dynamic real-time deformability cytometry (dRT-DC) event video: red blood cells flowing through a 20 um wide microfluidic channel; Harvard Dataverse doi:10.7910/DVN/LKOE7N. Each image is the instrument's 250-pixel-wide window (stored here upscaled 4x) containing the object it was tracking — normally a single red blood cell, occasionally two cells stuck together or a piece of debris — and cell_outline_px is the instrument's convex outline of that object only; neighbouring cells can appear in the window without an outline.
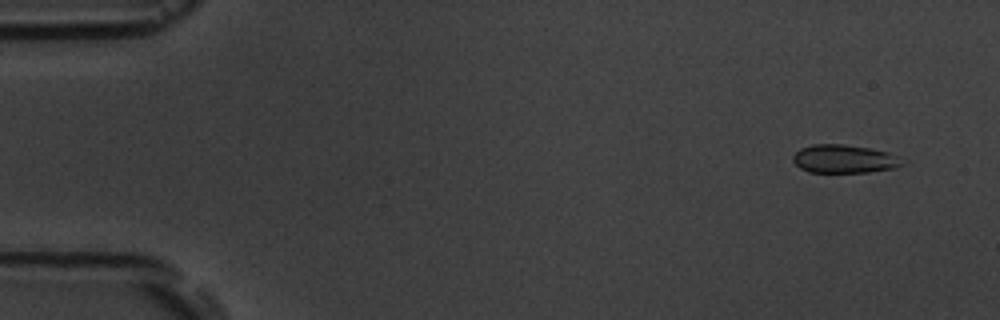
{"species": "common noctule bat (a hibernating species)", "species_latin": "Nyctalus noctula", "temperature_condition": "room temperature", "stored_images_in_passage": 6, "camera_frame_rate_fps": 3000, "um_per_image_px": 0.085, "animal": {"sex": "male", "body_mass_g": 19.5, "forearm_length_mm": 54.6}, "frame": {"image": 1, "passage_image": 2, "time_ms": 1.0, "image_size_px": [1000, 320], "cell_outline_px": [[908, 160], [904, 164], [896, 168], [868, 172], [808, 172], [800, 168], [792, 160], [792, 156], [800, 148], [812, 144], [844, 144], [868, 148], [888, 152], [900, 156]], "centroid_in_image_um": [71.81, 13.51], "position_along_channel_um": 13.2, "area_um2": 18.32}}
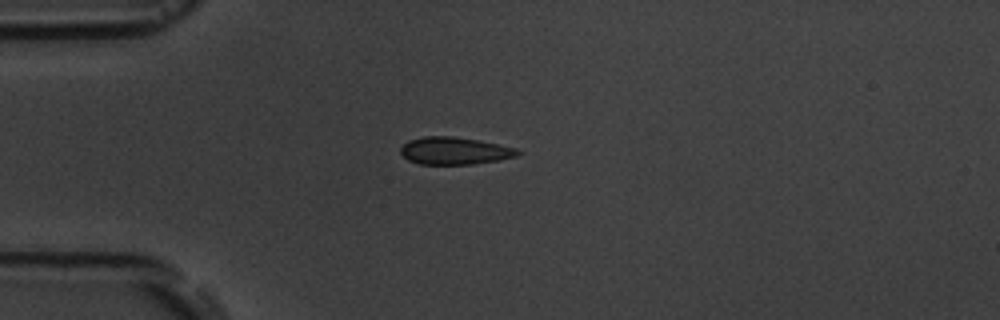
{"frame": {"image": 2, "passage_image": 5, "time_ms": 4.667, "image_size_px": [1000, 320], "cell_outline_px": [[520, 152], [516, 156], [500, 160], [472, 164], [420, 164], [408, 160], [400, 152], [400, 148], [408, 140], [424, 136], [452, 136], [476, 140], [516, 148]], "centroid_in_image_um": [38.6, 12.82], "position_along_channel_um": 46.4, "area_um2": 18.5}}